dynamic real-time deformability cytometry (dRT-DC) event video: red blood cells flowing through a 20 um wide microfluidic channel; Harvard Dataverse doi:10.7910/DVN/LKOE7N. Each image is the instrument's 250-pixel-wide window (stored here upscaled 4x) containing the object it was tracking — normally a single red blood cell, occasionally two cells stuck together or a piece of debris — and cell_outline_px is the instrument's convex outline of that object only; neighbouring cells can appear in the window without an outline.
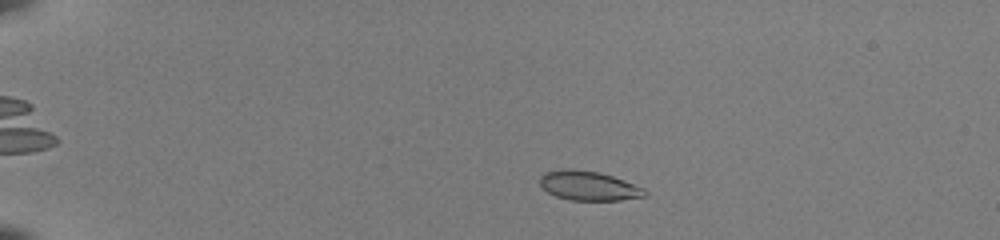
{"species": "common noctule bat (a hibernating species)", "species_latin": "Nyctalus noctula", "temperature_condition": "room temperature", "stored_images_in_passage": 48, "camera_frame_rate_fps": 3000, "um_per_image_px": 0.085, "animal": {"sex": "female", "body_mass_g": 22.0, "forearm_length_mm": 56.7}, "frame": {"image": 1, "passage_image": 7, "time_ms": 2.0, "image_size_px": [1000, 240], "cell_outline_px": [[648, 196], [620, 200], [572, 200], [556, 196], [548, 192], [540, 184], [540, 176], [544, 172], [564, 168], [572, 168], [600, 172], [624, 180], [644, 188], [648, 192]], "centroid_in_image_um": [50.05, 15.78], "position_along_channel_um": 34.9, "area_um2": 18.09}}
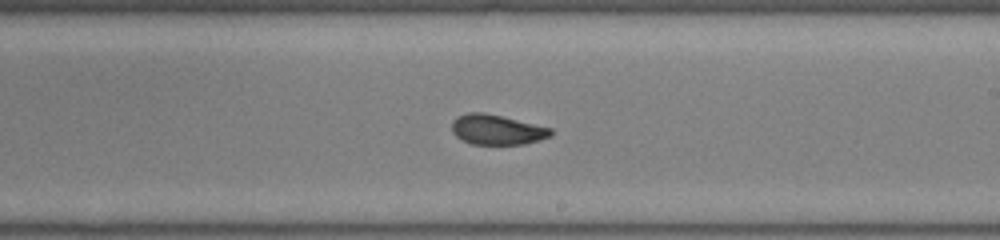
{"frame": {"image": 2, "passage_image": 29, "time_ms": 9.333, "image_size_px": [1000, 240], "cell_outline_px": [[552, 136], [540, 140], [524, 144], [472, 144], [460, 140], [452, 132], [452, 120], [456, 116], [468, 112], [484, 112], [552, 128]], "centroid_in_image_um": [42.21, 11.02], "position_along_channel_um": 246.8, "area_um2": 17.46}}
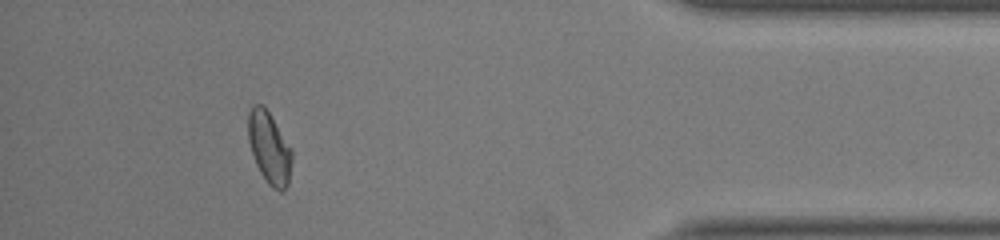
{"frame": {"image": 3, "passage_image": 44, "time_ms": 14.333, "image_size_px": [1000, 240], "cell_outline_px": [[292, 160], [288, 184], [284, 192], [280, 192], [272, 188], [268, 184], [260, 172], [256, 164], [248, 140], [248, 112], [252, 104], [264, 104], [292, 148]], "centroid_in_image_um": [22.9, 12.55], "position_along_channel_um": 412.3, "area_um2": 18.61}, "authors_computed_cell_mechanics": {"area_um2": 17.9758, "velocity_mm_per_s": 3.9953, "shape_relaxation_time_tau1_ms": null, "shape_relaxation_time_tau2_ms": 1.247, "deformation_change_tau1": null, "deformation_change_tau2": 0.054}}